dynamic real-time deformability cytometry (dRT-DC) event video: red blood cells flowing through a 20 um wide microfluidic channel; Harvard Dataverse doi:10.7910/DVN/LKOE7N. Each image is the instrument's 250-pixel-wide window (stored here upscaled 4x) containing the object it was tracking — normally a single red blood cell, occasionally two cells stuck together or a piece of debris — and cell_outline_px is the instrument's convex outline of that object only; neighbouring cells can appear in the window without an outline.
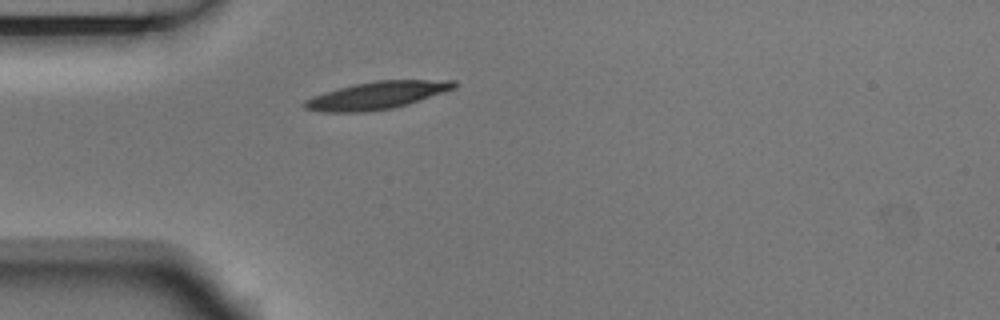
{"species": "Egyptian fruit bat (a non-hibernating species)", "species_latin": "Rousettus aegyptiacus", "temperature_condition": "room temperature", "stored_images_in_passage": 4, "camera_frame_rate_fps": 3000, "um_per_image_px": 0.085, "animal": {"sex": "male"}, "frame": {"image": 1, "passage_image": 4, "time_ms": 1.0, "image_size_px": [1000, 320], "cell_outline_px": [[456, 88], [408, 104], [392, 108], [364, 112], [320, 112], [304, 108], [300, 104], [304, 100], [312, 96], [324, 92], [356, 84], [376, 80], [456, 80]], "centroid_in_image_um": [32.0, 8.11], "position_along_channel_um": 53.0, "area_um2": 23.99}}